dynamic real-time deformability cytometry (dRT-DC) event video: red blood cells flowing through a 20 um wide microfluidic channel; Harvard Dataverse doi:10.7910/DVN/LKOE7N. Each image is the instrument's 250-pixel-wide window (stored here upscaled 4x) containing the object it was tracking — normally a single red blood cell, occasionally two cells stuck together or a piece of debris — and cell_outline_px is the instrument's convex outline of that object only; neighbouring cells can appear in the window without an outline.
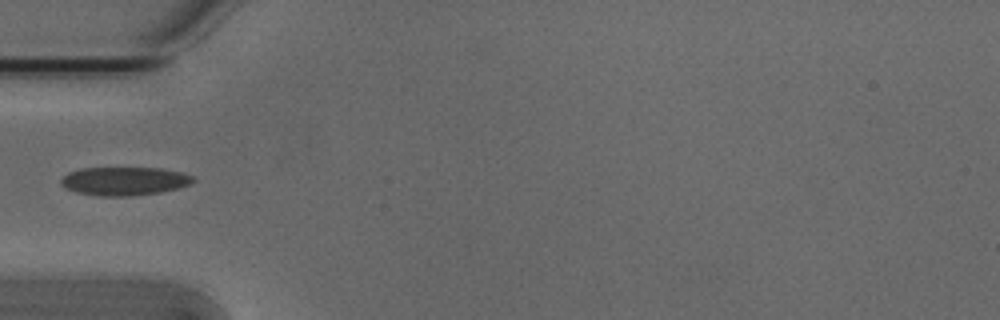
{"species": "Egyptian fruit bat (a non-hibernating species)", "species_latin": "Rousettus aegyptiacus", "temperature_condition": "cold", "stored_images_in_passage": 35, "camera_frame_rate_fps": 3000, "um_per_image_px": 0.085, "animal": {"sex": "male"}, "frame": {"image": 1, "passage_image": 1, "time_ms": 0.0, "image_size_px": [1000, 320], "cell_outline_px": [[196, 180], [192, 184], [160, 192], [132, 196], [96, 196], [76, 192], [64, 188], [60, 184], [60, 180], [68, 172], [80, 168], [160, 168], [180, 172], [192, 176]], "centroid_in_image_um": [10.53, 15.4], "position_along_channel_um": 74.5, "area_um2": 22.02}}
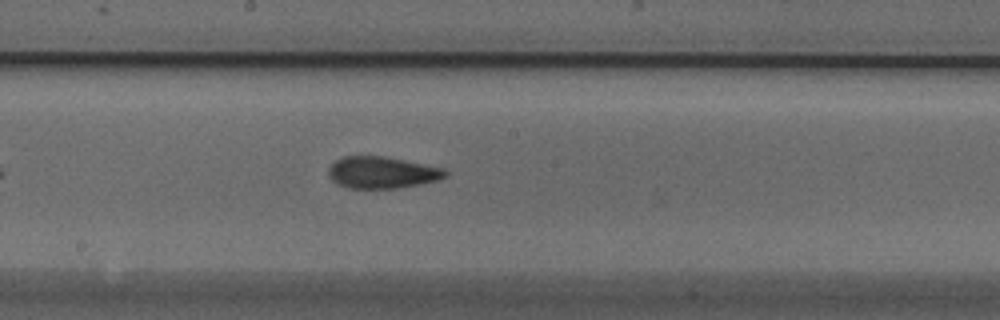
{"frame": {"image": 2, "passage_image": 12, "time_ms": 3.667, "image_size_px": [1000, 320], "cell_outline_px": [[448, 176], [436, 180], [420, 184], [396, 188], [348, 188], [336, 184], [328, 176], [328, 168], [336, 160], [344, 156], [384, 156], [444, 168], [448, 172]], "centroid_in_image_um": [32.45, 14.66], "position_along_channel_um": 215.7, "area_um2": 21.62}}
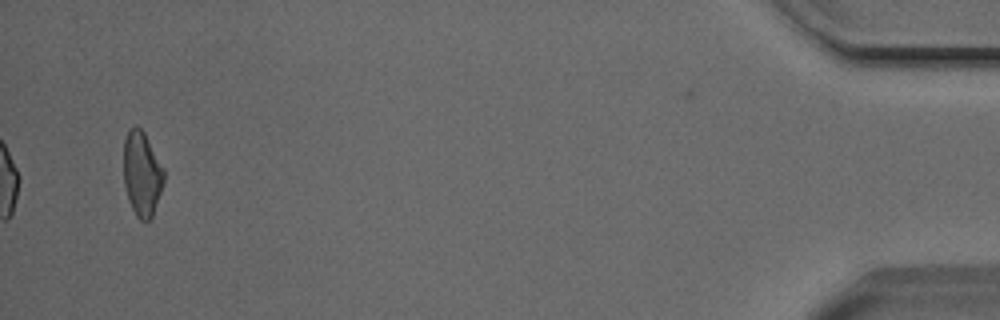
{"frame": {"image": 3, "passage_image": 35, "time_ms": 11.333, "image_size_px": [1000, 320], "cell_outline_px": [[164, 180], [152, 216], [148, 220], [140, 220], [136, 216], [128, 200], [124, 184], [124, 140], [128, 128], [136, 124], [144, 132], [164, 168]], "centroid_in_image_um": [12.05, 14.73], "position_along_channel_um": 423.2, "area_um2": 19.83}}